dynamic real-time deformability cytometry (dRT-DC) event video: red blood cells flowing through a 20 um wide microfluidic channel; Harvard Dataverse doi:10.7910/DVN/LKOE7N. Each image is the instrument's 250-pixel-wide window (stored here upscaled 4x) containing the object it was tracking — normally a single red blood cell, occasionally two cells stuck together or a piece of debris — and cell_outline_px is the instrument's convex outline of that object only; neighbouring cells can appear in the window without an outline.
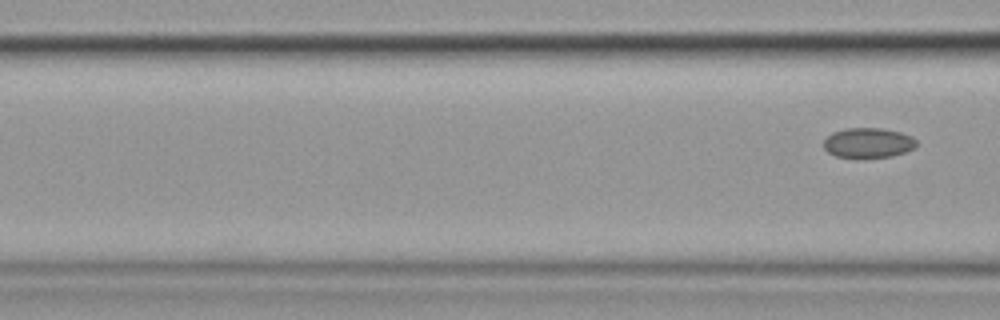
{"species": "common noctule bat (a hibernating species)", "species_latin": "Nyctalus noctula", "temperature_condition": "cold", "stored_images_in_passage": 21, "camera_frame_rate_fps": 3000, "um_per_image_px": 0.085, "animal": {"sex": "female", "body_mass_g": 19.9}, "frame": {"image": 1, "passage_image": 21, "time_ms": 6.667, "image_size_px": [1000, 320], "cell_outline_px": [[916, 148], [892, 156], [836, 156], [828, 152], [824, 148], [824, 140], [832, 132], [844, 128], [884, 128], [900, 132], [912, 136], [916, 140]], "centroid_in_image_um": [73.81, 12.11], "position_along_channel_um": 92.8, "area_um2": 15.95}}